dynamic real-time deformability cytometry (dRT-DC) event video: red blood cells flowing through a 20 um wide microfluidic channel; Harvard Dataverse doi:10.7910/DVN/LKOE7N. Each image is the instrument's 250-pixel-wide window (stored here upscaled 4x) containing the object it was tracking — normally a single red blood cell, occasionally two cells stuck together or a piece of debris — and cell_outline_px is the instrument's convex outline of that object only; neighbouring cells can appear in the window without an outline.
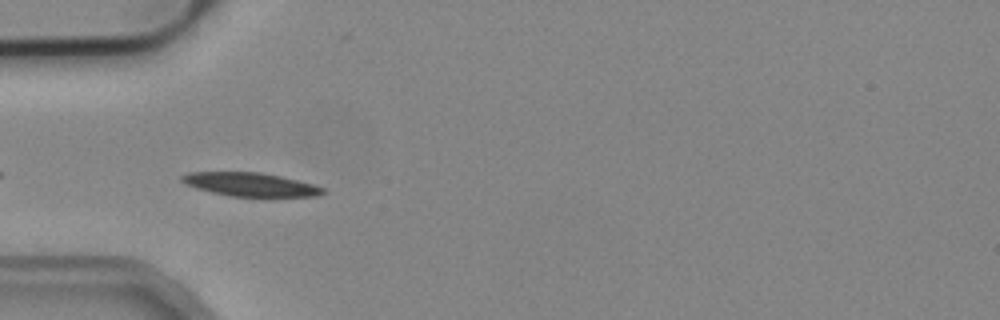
{"species": "common noctule bat (a hibernating species)", "species_latin": "Nyctalus noctula", "temperature_condition": "cold", "stored_images_in_passage": 3, "camera_frame_rate_fps": 3000, "um_per_image_px": 0.085, "animal": {"sex": "male", "body_mass_g": 19.2, "forearm_length_mm": 51.8}, "frame": {"image": 1, "passage_image": 3, "time_ms": 0.667, "image_size_px": [1000, 320], "cell_outline_px": [[324, 192], [320, 196], [232, 196], [212, 192], [196, 188], [180, 180], [180, 176], [188, 172], [256, 172], [280, 176], [312, 184], [324, 188]], "centroid_in_image_um": [21.26, 15.67], "position_along_channel_um": 63.7, "area_um2": 19.02}}